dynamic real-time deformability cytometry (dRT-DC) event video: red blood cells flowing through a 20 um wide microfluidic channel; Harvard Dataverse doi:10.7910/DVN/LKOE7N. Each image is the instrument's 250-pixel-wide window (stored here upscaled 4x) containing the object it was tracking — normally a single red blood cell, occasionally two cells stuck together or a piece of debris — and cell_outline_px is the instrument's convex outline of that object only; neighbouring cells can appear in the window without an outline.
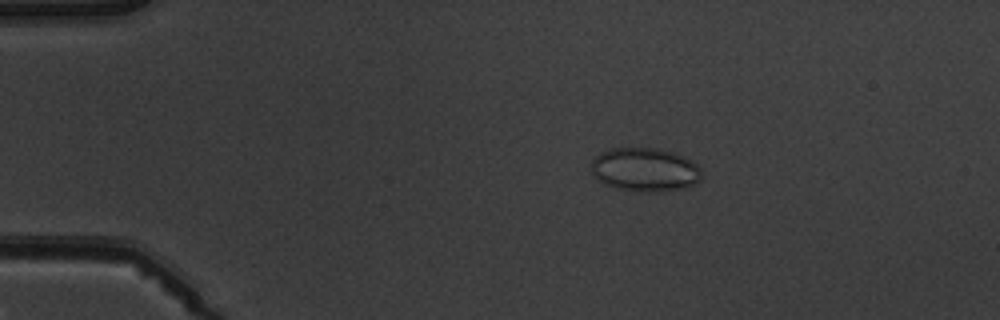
{"species": "common noctule bat (a hibernating species)", "species_latin": "Nyctalus noctula", "temperature_condition": "warm", "stored_images_in_passage": 6, "camera_frame_rate_fps": 3000, "um_per_image_px": 0.085, "animal": {"sex": "male", "body_mass_g": 19.5, "forearm_length_mm": 54.6}, "frame": {"image": 1, "passage_image": 2, "time_ms": 1.0, "image_size_px": [1000, 320], "cell_outline_px": [[700, 180], [696, 184], [684, 188], [660, 192], [648, 192], [616, 188], [604, 184], [596, 180], [592, 172], [592, 160], [600, 152], [612, 148], [656, 148], [672, 152], [696, 164], [700, 168]], "centroid_in_image_um": [54.79, 14.43], "position_along_channel_um": 30.2, "area_um2": 28.03}}
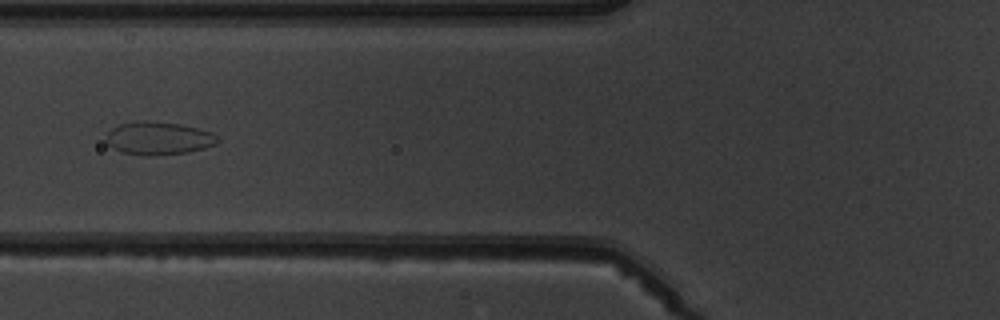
{"frame": {"image": 2, "passage_image": 5, "time_ms": 4.667, "image_size_px": [1000, 320], "cell_outline_px": [[220, 140], [216, 144], [204, 148], [188, 152], [148, 156], [124, 152], [108, 144], [104, 140], [108, 132], [112, 128], [120, 124], [136, 120], [144, 120], [180, 124], [212, 132]], "centroid_in_image_um": [13.47, 11.74], "position_along_channel_um": 112.3, "area_um2": 21.33}}
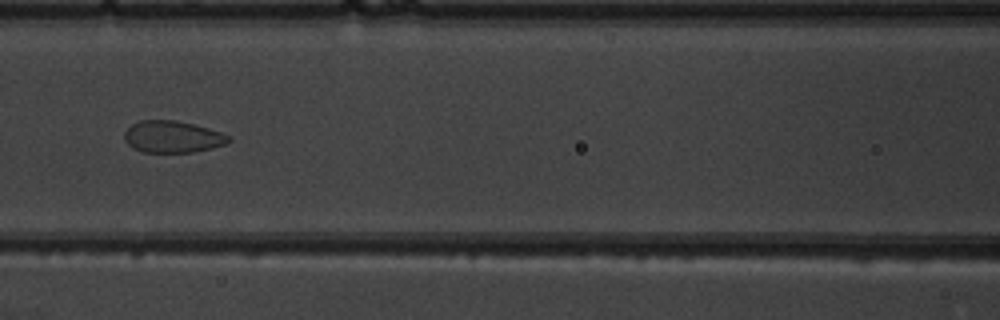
{"frame": {"image": 3, "passage_image": 6, "time_ms": 5.667, "image_size_px": [1000, 320], "cell_outline_px": [[232, 140], [224, 144], [212, 148], [192, 152], [144, 152], [132, 148], [124, 140], [124, 132], [132, 124], [140, 120], [176, 120], [208, 128], [232, 136]], "centroid_in_image_um": [14.66, 11.62], "position_along_channel_um": 151.9, "area_um2": 19.36}}